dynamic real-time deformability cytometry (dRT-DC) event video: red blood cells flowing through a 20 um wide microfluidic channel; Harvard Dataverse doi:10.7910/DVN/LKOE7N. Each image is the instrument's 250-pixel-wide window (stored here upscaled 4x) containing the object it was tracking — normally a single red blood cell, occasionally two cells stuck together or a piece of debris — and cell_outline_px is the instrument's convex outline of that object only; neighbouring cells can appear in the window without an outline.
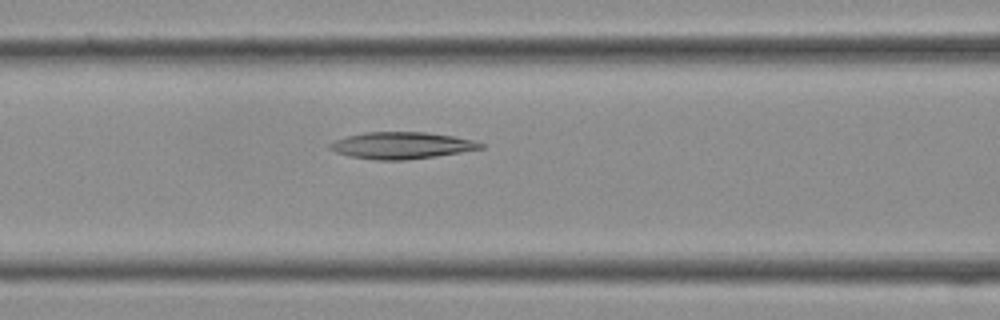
{"species": "Egyptian fruit bat (a non-hibernating species)", "species_latin": "Rousettus aegyptiacus", "temperature_condition": "cold", "stored_images_in_passage": 28, "camera_frame_rate_fps": 3000, "um_per_image_px": 0.085, "frame": {"image": 1, "passage_image": 6, "time_ms": 1.667, "image_size_px": [1000, 320], "cell_outline_px": [[484, 148], [436, 156], [408, 160], [376, 160], [348, 156], [336, 152], [328, 148], [328, 144], [336, 140], [348, 136], [364, 132], [428, 132], [452, 136], [472, 140], [484, 144]], "centroid_in_image_um": [34.11, 12.36], "position_along_channel_um": 132.5, "area_um2": 23.47}}
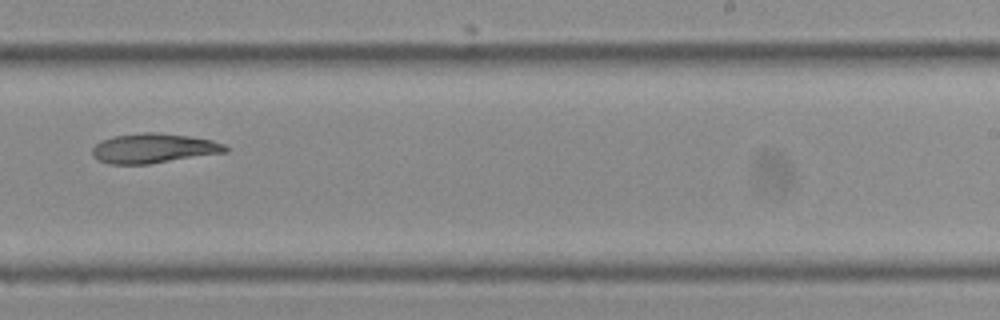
{"frame": {"image": 2, "passage_image": 14, "time_ms": 4.333, "image_size_px": [1000, 320], "cell_outline_px": [[228, 152], [148, 164], [108, 164], [96, 160], [92, 156], [92, 148], [100, 140], [112, 136], [144, 132], [156, 132], [188, 136], [212, 140], [224, 144], [228, 148]], "centroid_in_image_um": [13.02, 12.61], "position_along_channel_um": 276.0, "area_um2": 23.18}}
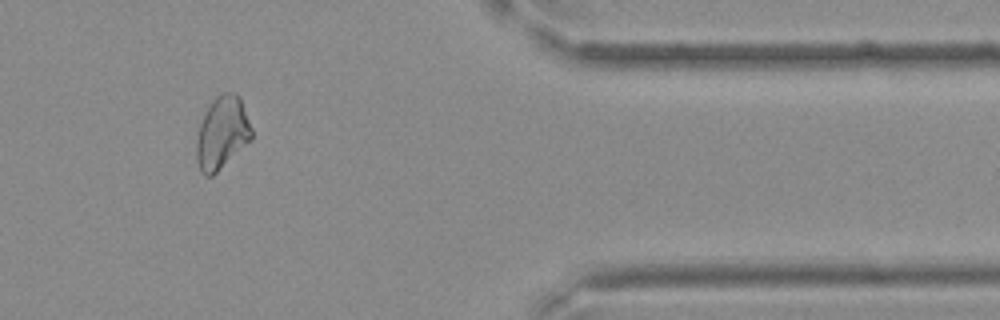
{"frame": {"image": 3, "passage_image": 22, "time_ms": 7.0, "image_size_px": [1000, 320], "cell_outline_px": [[252, 140], [212, 176], [204, 176], [200, 172], [196, 156], [196, 140], [200, 124], [212, 100], [216, 96], [224, 92], [236, 92], [240, 96], [252, 128]], "centroid_in_image_um": [18.89, 11.29], "position_along_channel_um": 392.5, "area_um2": 23.41}}